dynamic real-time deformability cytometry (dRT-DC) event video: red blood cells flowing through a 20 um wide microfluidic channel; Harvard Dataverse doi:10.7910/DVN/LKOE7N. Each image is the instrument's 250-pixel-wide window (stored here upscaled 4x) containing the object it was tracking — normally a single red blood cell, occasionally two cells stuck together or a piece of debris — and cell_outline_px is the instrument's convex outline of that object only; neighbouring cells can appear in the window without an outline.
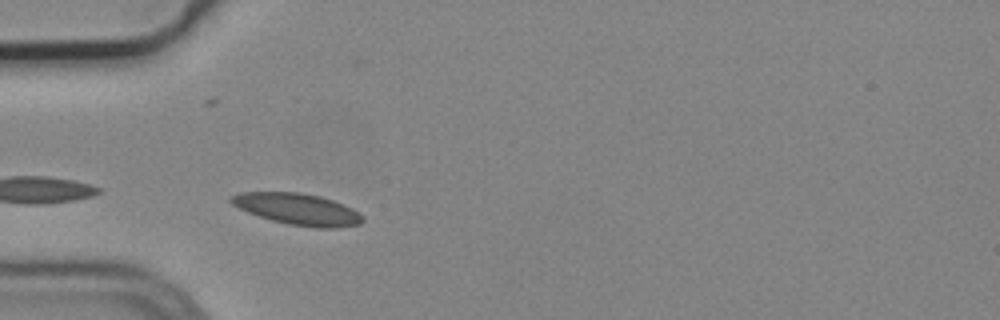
{"species": "common noctule bat (a hibernating species)", "species_latin": "Nyctalus noctula", "temperature_condition": "cold", "stored_images_in_passage": 8, "camera_frame_rate_fps": 3000, "um_per_image_px": 0.085, "animal": {"sex": "male", "body_mass_g": 19.2, "forearm_length_mm": 51.8}, "frame": {"image": 1, "passage_image": 3, "time_ms": 0.667, "image_size_px": [1000, 320], "cell_outline_px": [[364, 220], [360, 224], [332, 228], [316, 228], [288, 224], [272, 220], [248, 212], [232, 204], [228, 200], [228, 196], [240, 192], [300, 192], [320, 196], [344, 204], [352, 208], [364, 216]], "centroid_in_image_um": [25.3, 17.77], "position_along_channel_um": 59.7, "area_um2": 24.16}}
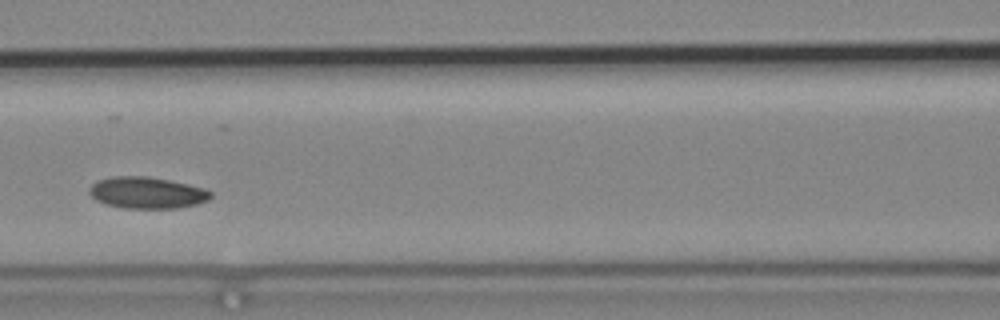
{"frame": {"image": 2, "passage_image": 5, "time_ms": 1.333, "image_size_px": [1000, 320], "cell_outline_px": [[212, 196], [208, 200], [196, 204], [176, 208], [124, 208], [104, 204], [96, 200], [88, 192], [88, 188], [96, 180], [112, 176], [148, 176], [188, 184], [204, 188], [212, 192]], "centroid_in_image_um": [12.46, 16.37], "position_along_channel_um": 154.1, "area_um2": 22.43}}
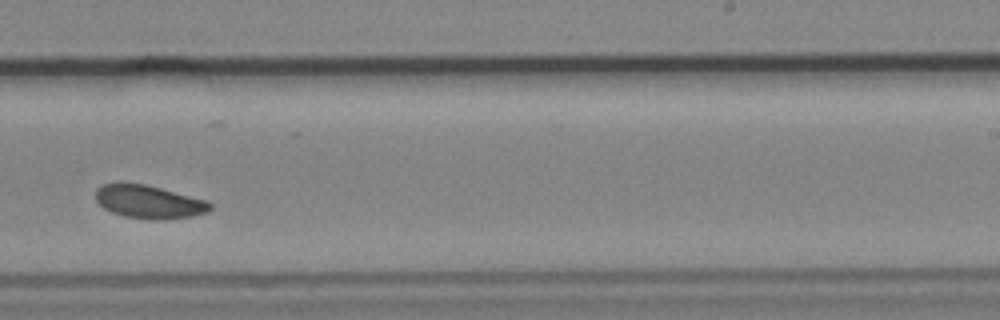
{"frame": {"image": 3, "passage_image": 8, "time_ms": 2.333, "image_size_px": [1000, 320], "cell_outline_px": [[212, 208], [208, 212], [192, 216], [164, 220], [152, 220], [124, 216], [112, 212], [104, 208], [96, 200], [96, 188], [104, 184], [120, 180], [144, 184], [208, 200], [212, 204]], "centroid_in_image_um": [12.65, 17.13], "position_along_channel_um": 276.4, "area_um2": 22.6}}